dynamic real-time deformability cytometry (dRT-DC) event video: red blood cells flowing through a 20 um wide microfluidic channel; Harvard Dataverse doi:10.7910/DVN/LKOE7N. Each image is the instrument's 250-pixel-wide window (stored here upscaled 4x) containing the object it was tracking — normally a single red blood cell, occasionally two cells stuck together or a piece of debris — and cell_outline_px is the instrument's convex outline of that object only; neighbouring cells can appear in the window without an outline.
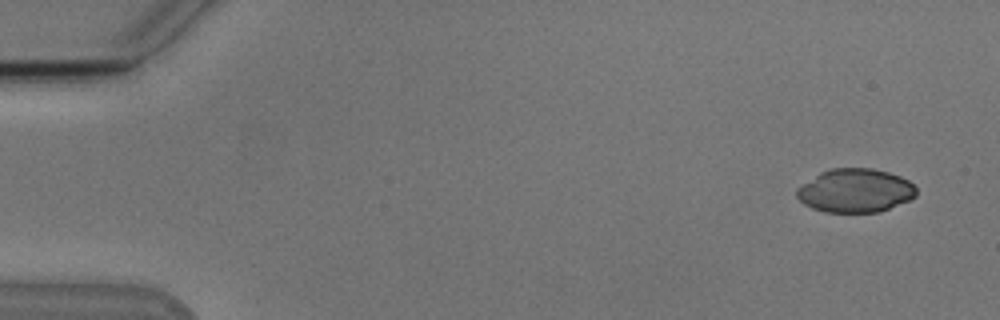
{"species": "Egyptian fruit bat (a non-hibernating species)", "species_latin": "Rousettus aegyptiacus", "temperature_condition": "cold", "stored_images_in_passage": 6, "camera_frame_rate_fps": 3000, "um_per_image_px": 0.085, "animal": {"sex": "male"}, "frame": {"image": 1, "passage_image": 1, "time_ms": 0.0, "image_size_px": [1000, 320], "cell_outline_px": [[916, 196], [908, 200], [880, 212], [824, 212], [812, 208], [804, 204], [796, 196], [796, 188], [820, 172], [832, 168], [872, 168], [888, 172], [900, 176], [908, 180], [916, 188]], "centroid_in_image_um": [72.68, 16.2], "position_along_channel_um": 12.3, "area_um2": 30.4}}
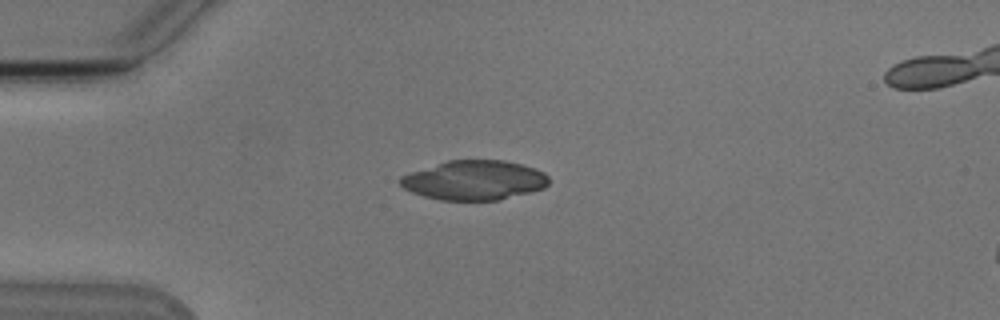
{"frame": {"image": 2, "passage_image": 4, "time_ms": 3.667, "image_size_px": [1000, 320], "cell_outline_px": [[548, 184], [544, 188], [532, 192], [500, 200], [440, 200], [424, 196], [412, 192], [404, 188], [400, 184], [400, 176], [448, 160], [504, 160], [536, 168], [544, 172], [548, 176]], "centroid_in_image_um": [40.35, 15.32], "position_along_channel_um": 44.6, "area_um2": 34.16}}